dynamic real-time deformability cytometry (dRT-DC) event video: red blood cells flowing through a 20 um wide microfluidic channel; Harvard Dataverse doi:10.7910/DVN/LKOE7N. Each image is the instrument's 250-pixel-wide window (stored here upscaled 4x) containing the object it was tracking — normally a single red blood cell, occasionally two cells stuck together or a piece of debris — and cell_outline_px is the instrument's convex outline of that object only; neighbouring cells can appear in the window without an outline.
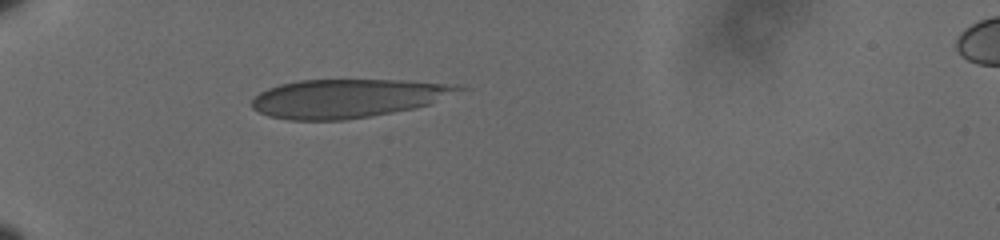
{"species": "human", "species_latin": "Homo sapiens", "temperature_condition": "cold", "stored_images_in_passage": 40, "camera_frame_rate_fps": 3000, "um_per_image_px": 0.085, "donor": {"sex": "male"}, "frame": {"image": 1, "passage_image": 1, "time_ms": 0.0, "image_size_px": [1000, 240], "cell_outline_px": [[472, 88], [428, 104], [416, 108], [344, 120], [292, 120], [268, 116], [252, 108], [252, 100], [260, 92], [268, 88], [280, 84], [300, 80], [408, 80], [444, 84]], "centroid_in_image_um": [29.55, 8.35], "position_along_channel_um": 55.4, "area_um2": 46.3}}
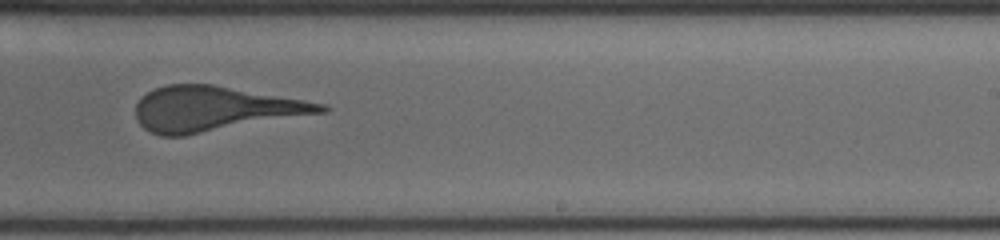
{"frame": {"image": 2, "passage_image": 21, "time_ms": 6.667, "image_size_px": [1000, 240], "cell_outline_px": [[332, 108], [328, 112], [184, 136], [160, 136], [144, 128], [136, 120], [136, 104], [140, 96], [156, 88], [168, 84], [212, 84], [304, 100], [324, 104]], "centroid_in_image_um": [18.24, 9.26], "position_along_channel_um": 270.8, "area_um2": 48.49}}
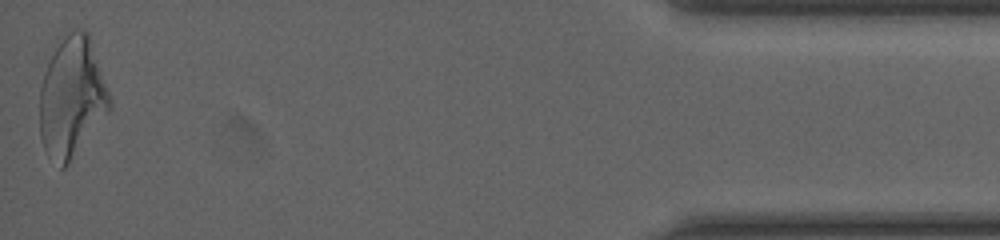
{"frame": {"image": 3, "passage_image": 40, "time_ms": 13.0, "image_size_px": [1000, 240], "cell_outline_px": [[112, 108], [68, 164], [64, 168], [60, 168], [48, 156], [44, 148], [40, 136], [40, 88], [44, 72], [56, 48], [76, 28], [80, 28], [88, 32], [112, 100]], "centroid_in_image_um": [6.12, 8.33], "position_along_channel_um": 429.1, "area_um2": 48.44}}